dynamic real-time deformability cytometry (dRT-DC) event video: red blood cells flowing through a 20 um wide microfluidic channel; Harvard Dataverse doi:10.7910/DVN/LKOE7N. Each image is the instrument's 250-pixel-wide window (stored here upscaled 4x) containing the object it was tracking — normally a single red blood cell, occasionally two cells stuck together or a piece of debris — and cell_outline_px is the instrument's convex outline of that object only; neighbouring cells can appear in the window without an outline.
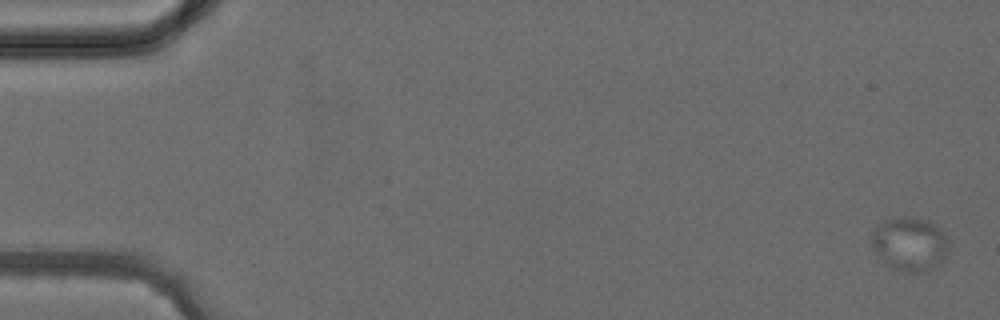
{"species": "common noctule bat (a hibernating species)", "species_latin": "Nyctalus noctula", "temperature_condition": "cold", "stored_images_in_passage": 4, "camera_frame_rate_fps": 3000, "um_per_image_px": 0.085, "animal": {"sex": "female", "body_mass_g": 24.6, "forearm_length_mm": 56.2}, "frame": {"image": 1, "passage_image": 1, "time_ms": 0.0, "image_size_px": [1000, 320], "cell_outline_px": [[948, 256], [940, 264], [932, 268], [916, 272], [912, 272], [892, 268], [884, 264], [872, 248], [872, 232], [884, 220], [904, 216], [912, 216], [928, 220], [940, 228], [944, 232], [948, 240]], "centroid_in_image_um": [77.35, 20.72], "position_along_channel_um": 7.6, "area_um2": 24.39}}
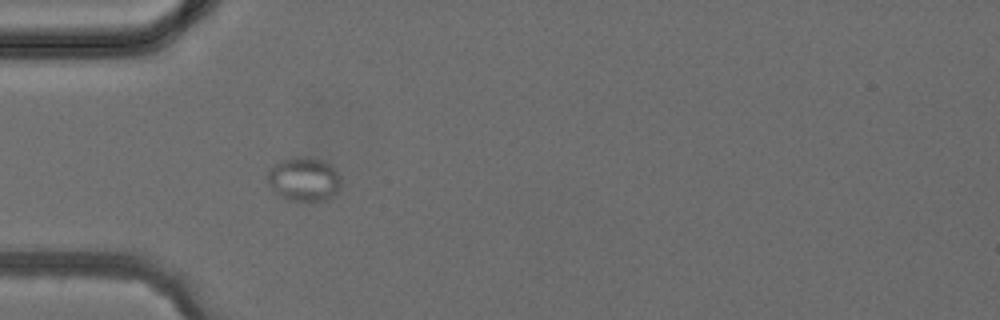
{"frame": {"image": 2, "passage_image": 4, "time_ms": 4.333, "image_size_px": [1000, 320], "cell_outline_px": [[340, 184], [336, 192], [328, 200], [292, 200], [276, 192], [268, 184], [268, 168], [272, 164], [280, 160], [296, 156], [304, 156], [320, 160], [328, 164], [340, 176]], "centroid_in_image_um": [25.8, 15.2], "position_along_channel_um": 59.2, "area_um2": 18.5}}